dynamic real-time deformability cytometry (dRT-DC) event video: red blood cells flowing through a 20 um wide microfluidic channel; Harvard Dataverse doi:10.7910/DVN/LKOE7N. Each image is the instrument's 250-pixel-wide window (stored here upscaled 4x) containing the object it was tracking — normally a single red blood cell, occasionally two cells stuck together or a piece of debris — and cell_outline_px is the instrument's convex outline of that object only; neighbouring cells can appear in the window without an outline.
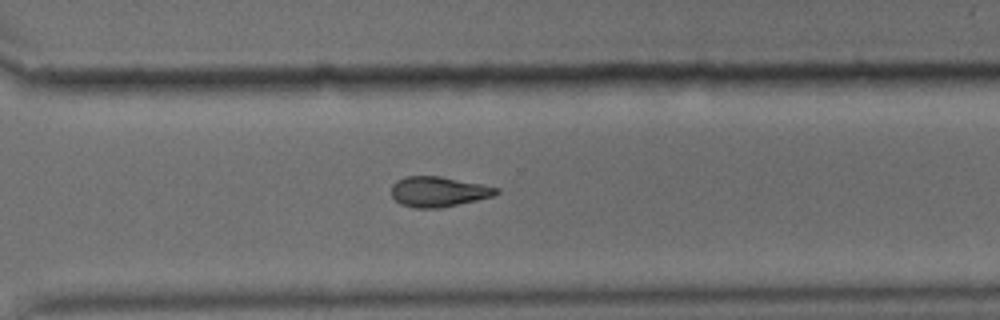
{"species": "common noctule bat (a hibernating species)", "species_latin": "Nyctalus noctula", "temperature_condition": "cold", "stored_images_in_passage": 9, "camera_frame_rate_fps": 3000, "um_per_image_px": 0.085, "animal": {"sex": "male", "body_mass_g": 15.6}, "frame": {"image": 1, "passage_image": 9, "time_ms": 2.667, "image_size_px": [1000, 320], "cell_outline_px": [[500, 192], [492, 196], [476, 200], [440, 208], [416, 208], [400, 204], [392, 196], [392, 184], [396, 180], [404, 176], [440, 176], [500, 188]], "centroid_in_image_um": [37.24, 16.29], "position_along_channel_um": 333.4, "area_um2": 18.38}}